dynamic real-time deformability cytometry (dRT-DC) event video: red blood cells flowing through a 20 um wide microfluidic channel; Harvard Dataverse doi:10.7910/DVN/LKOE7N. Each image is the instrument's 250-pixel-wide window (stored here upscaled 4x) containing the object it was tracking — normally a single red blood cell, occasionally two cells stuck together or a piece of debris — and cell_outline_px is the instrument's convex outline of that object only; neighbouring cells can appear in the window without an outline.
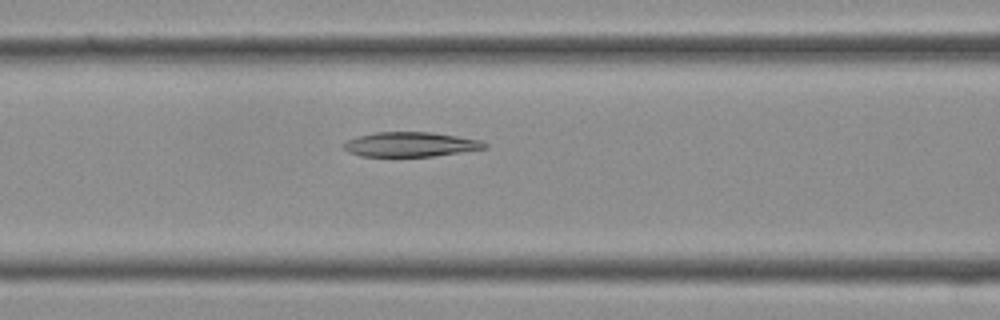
{"species": "Egyptian fruit bat (a non-hibernating species)", "species_latin": "Rousettus aegyptiacus", "temperature_condition": "cold", "stored_images_in_passage": 37, "camera_frame_rate_fps": 3000, "um_per_image_px": 0.085, "frame": {"image": 1, "passage_image": 15, "time_ms": 4.667, "image_size_px": [1000, 320], "cell_outline_px": [[488, 148], [432, 156], [360, 156], [348, 152], [340, 144], [344, 140], [356, 136], [376, 132], [432, 132], [484, 140], [488, 144]], "centroid_in_image_um": [34.87, 12.26], "position_along_channel_um": 131.7, "area_um2": 20.52}}
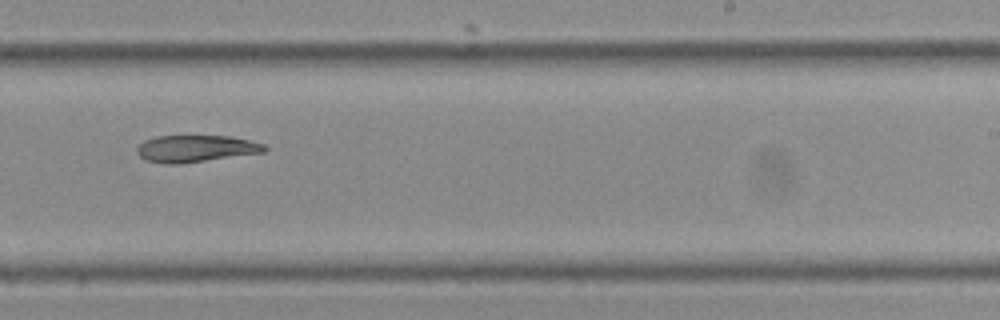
{"frame": {"image": 2, "passage_image": 23, "time_ms": 7.333, "image_size_px": [1000, 320], "cell_outline_px": [[268, 148], [264, 152], [180, 164], [164, 164], [144, 160], [136, 152], [136, 148], [144, 140], [156, 136], [228, 136], [248, 140], [264, 144]], "centroid_in_image_um": [16.59, 12.64], "position_along_channel_um": 272.4, "area_um2": 20.0}}
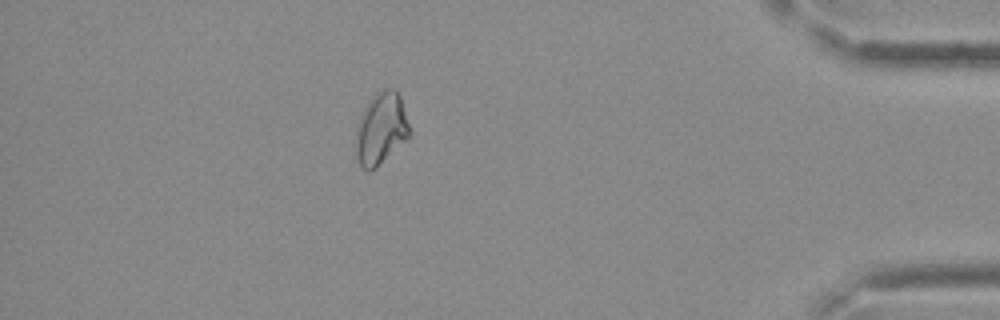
{"frame": {"image": 3, "passage_image": 33, "time_ms": 10.667, "image_size_px": [1000, 320], "cell_outline_px": [[412, 132], [376, 168], [368, 172], [356, 160], [356, 128], [360, 116], [368, 100], [372, 96], [384, 88], [396, 88], [400, 96]], "centroid_in_image_um": [32.38, 10.91], "position_along_channel_um": 402.8, "area_um2": 22.48}}